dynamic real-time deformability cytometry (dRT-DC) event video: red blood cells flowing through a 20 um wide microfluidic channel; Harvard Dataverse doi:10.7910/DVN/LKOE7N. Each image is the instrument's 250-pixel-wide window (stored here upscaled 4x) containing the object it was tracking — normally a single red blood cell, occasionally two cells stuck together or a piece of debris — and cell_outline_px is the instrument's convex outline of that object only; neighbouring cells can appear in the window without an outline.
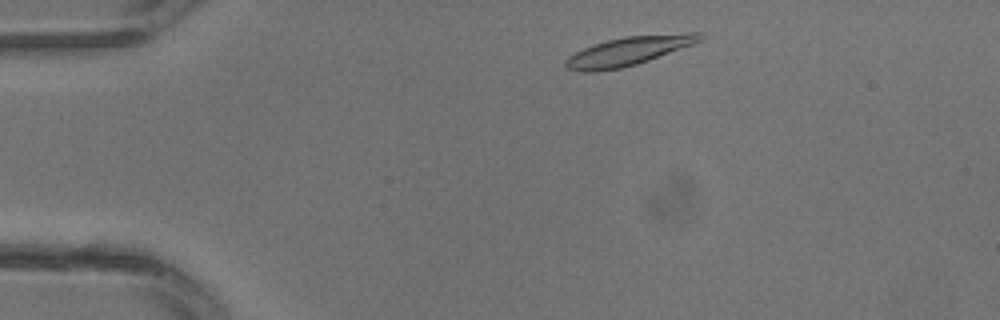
{"species": "common noctule bat (a hibernating species)", "species_latin": "Nyctalus noctula", "temperature_condition": "warm", "stored_images_in_passage": 29, "camera_frame_rate_fps": 3000, "um_per_image_px": 0.085, "animal": {"sex": "male", "body_mass_g": 13.3}, "frame": {"image": 1, "passage_image": 3, "time_ms": 0.667, "image_size_px": [1000, 320], "cell_outline_px": [[704, 40], [648, 60], [636, 64], [620, 68], [596, 72], [580, 72], [568, 68], [564, 64], [564, 60], [568, 56], [592, 44], [624, 36], [688, 32], [704, 32]], "centroid_in_image_um": [53.44, 4.32], "position_along_channel_um": 31.6, "area_um2": 22.66}}
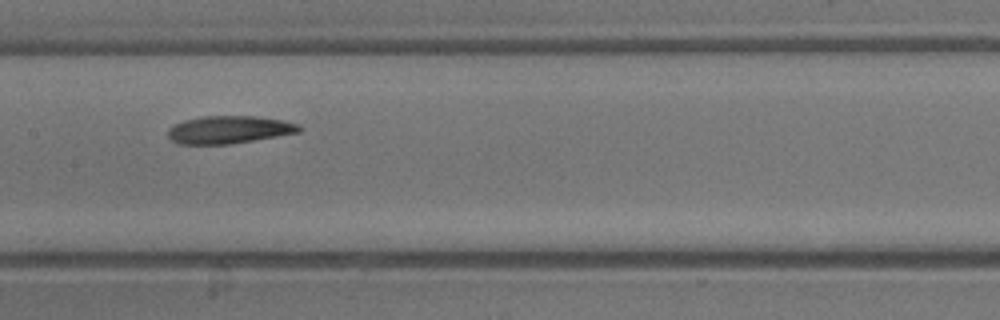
{"frame": {"image": 2, "passage_image": 13, "time_ms": 4.0, "image_size_px": [1000, 320], "cell_outline_px": [[304, 128], [300, 132], [228, 144], [180, 144], [172, 140], [168, 136], [168, 128], [184, 120], [204, 116], [256, 116], [280, 120], [300, 124]], "centroid_in_image_um": [19.48, 11.02], "position_along_channel_um": 187.9, "area_um2": 20.98}}
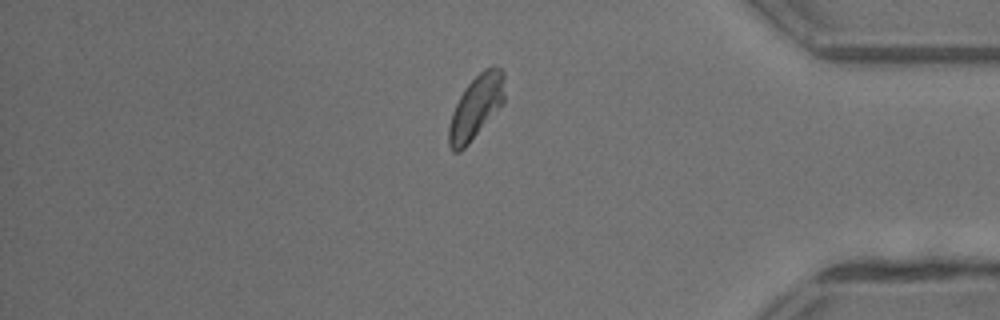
{"frame": {"image": 3, "passage_image": 24, "time_ms": 7.667, "image_size_px": [1000, 320], "cell_outline_px": [[504, 104], [468, 144], [460, 152], [452, 152], [448, 144], [448, 128], [452, 112], [464, 88], [484, 68], [492, 64], [496, 64], [504, 72]], "centroid_in_image_um": [40.48, 9.08], "position_along_channel_um": 394.7, "area_um2": 20.87}}